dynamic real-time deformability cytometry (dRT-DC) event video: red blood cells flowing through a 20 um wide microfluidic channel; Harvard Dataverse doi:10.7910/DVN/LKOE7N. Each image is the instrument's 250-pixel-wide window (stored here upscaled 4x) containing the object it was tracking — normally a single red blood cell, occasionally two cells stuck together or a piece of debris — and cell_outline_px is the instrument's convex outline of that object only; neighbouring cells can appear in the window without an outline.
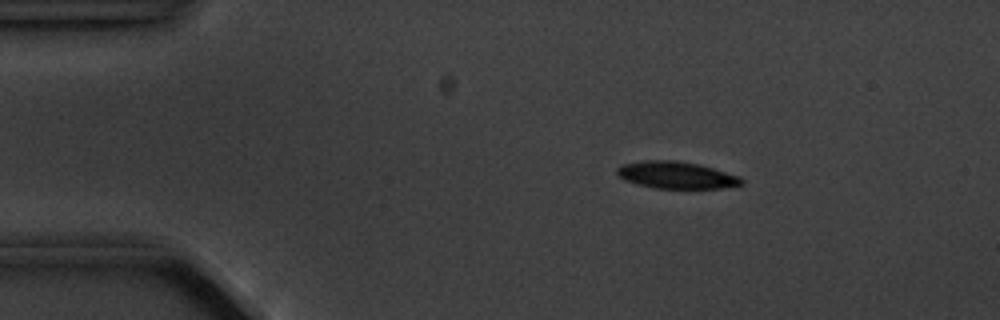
{"species": "common noctule bat (a hibernating species)", "species_latin": "Nyctalus noctula", "temperature_condition": "cold", "stored_images_in_passage": 4, "camera_frame_rate_fps": 3000, "um_per_image_px": 0.085, "animal": {"sex": "male", "body_mass_g": 20.1, "forearm_length_mm": 53.5}, "frame": {"image": 1, "passage_image": 2, "time_ms": 2.333, "image_size_px": [1000, 320], "cell_outline_px": [[744, 184], [720, 188], [656, 188], [636, 184], [624, 180], [616, 176], [616, 168], [624, 164], [648, 160], [676, 160], [700, 164], [740, 176], [744, 180]], "centroid_in_image_um": [57.48, 14.88], "position_along_channel_um": 27.5, "area_um2": 19.71}}